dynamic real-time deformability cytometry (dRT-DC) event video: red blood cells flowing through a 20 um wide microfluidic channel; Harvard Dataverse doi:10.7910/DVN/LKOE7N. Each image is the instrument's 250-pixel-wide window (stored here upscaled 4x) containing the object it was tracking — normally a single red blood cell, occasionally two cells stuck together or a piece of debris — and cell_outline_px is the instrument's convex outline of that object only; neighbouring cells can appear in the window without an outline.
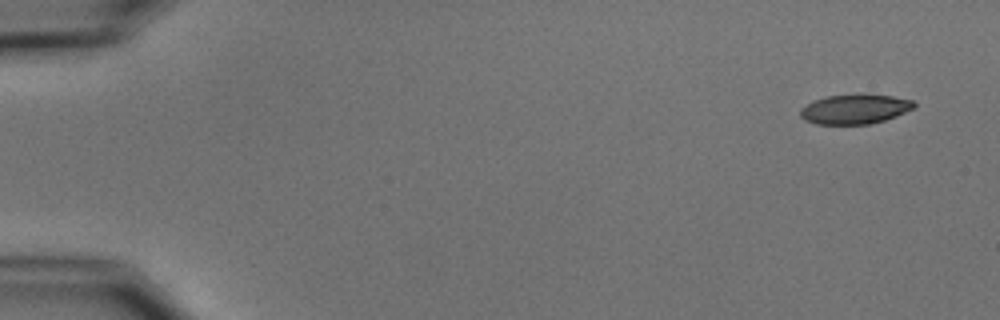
{"species": "common noctule bat (a hibernating species)", "species_latin": "Nyctalus noctula", "temperature_condition": "cold", "stored_images_in_passage": 4, "camera_frame_rate_fps": 3000, "um_per_image_px": 0.085, "animal": {"sex": "male", "body_mass_g": 15.6}, "frame": {"image": 1, "passage_image": 1, "time_ms": 0.0, "image_size_px": [1000, 320], "cell_outline_px": [[916, 104], [912, 108], [896, 116], [884, 120], [868, 124], [816, 124], [804, 120], [800, 116], [800, 108], [816, 100], [828, 96], [892, 96], [912, 100]], "centroid_in_image_um": [72.63, 9.31], "position_along_channel_um": 12.4, "area_um2": 18.9}}